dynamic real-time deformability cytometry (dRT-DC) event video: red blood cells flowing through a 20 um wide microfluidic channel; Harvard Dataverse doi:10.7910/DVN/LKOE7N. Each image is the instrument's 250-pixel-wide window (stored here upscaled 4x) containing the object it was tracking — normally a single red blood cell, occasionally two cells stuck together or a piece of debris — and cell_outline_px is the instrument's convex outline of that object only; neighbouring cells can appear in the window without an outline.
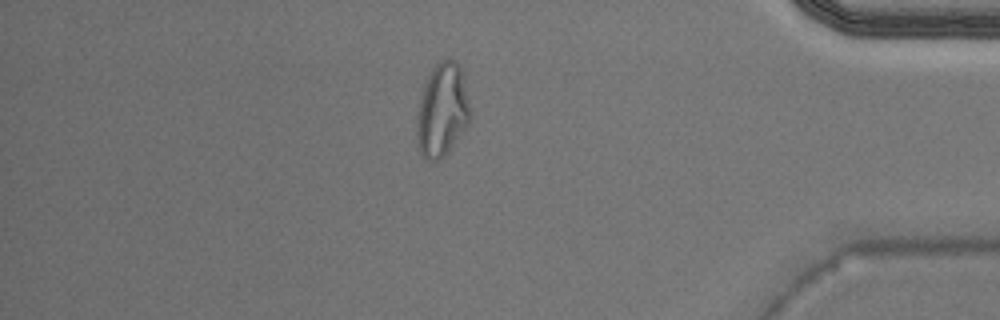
{"species": "Egyptian fruit bat (a non-hibernating species)", "species_latin": "Rousettus aegyptiacus", "temperature_condition": "warm", "stored_images_in_passage": 42, "camera_frame_rate_fps": 3000, "um_per_image_px": 0.085, "animal": {"sex": "male"}, "frame": {"image": 1, "passage_image": 36, "time_ms": 11.667, "image_size_px": [1000, 320], "cell_outline_px": [[472, 116], [468, 124], [448, 152], [440, 160], [428, 160], [420, 152], [416, 140], [416, 124], [420, 100], [428, 76], [436, 64], [440, 60], [456, 60], [460, 68], [472, 112]], "centroid_in_image_um": [37.6, 9.4], "position_along_channel_um": 397.6, "area_um2": 28.78}}
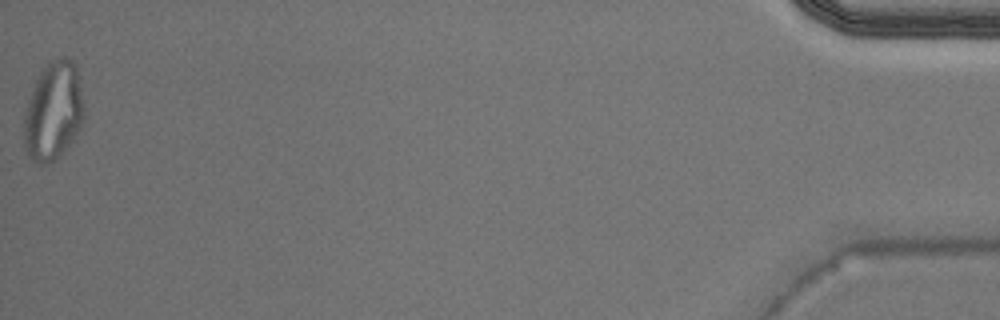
{"frame": {"image": 2, "passage_image": 42, "time_ms": 13.667, "image_size_px": [1000, 320], "cell_outline_px": [[84, 128], [48, 164], [40, 164], [32, 160], [28, 156], [24, 148], [24, 116], [28, 100], [36, 80], [44, 68], [52, 60], [72, 60], [76, 64], [84, 104]], "centroid_in_image_um": [4.55, 9.49], "position_along_channel_um": 430.6, "area_um2": 34.16}}